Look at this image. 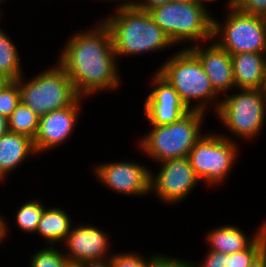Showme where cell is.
Returning <instances> with one entry per match:
<instances>
[{"label":"cell","mask_w":266,"mask_h":267,"mask_svg":"<svg viewBox=\"0 0 266 267\" xmlns=\"http://www.w3.org/2000/svg\"><path fill=\"white\" fill-rule=\"evenodd\" d=\"M237 8L245 14L266 19V0H242Z\"/></svg>","instance_id":"f1b7e54d"},{"label":"cell","mask_w":266,"mask_h":267,"mask_svg":"<svg viewBox=\"0 0 266 267\" xmlns=\"http://www.w3.org/2000/svg\"><path fill=\"white\" fill-rule=\"evenodd\" d=\"M227 2L228 3L226 5V7L228 9V8H231V7H237L242 2V0H228Z\"/></svg>","instance_id":"8d00e7d4"},{"label":"cell","mask_w":266,"mask_h":267,"mask_svg":"<svg viewBox=\"0 0 266 267\" xmlns=\"http://www.w3.org/2000/svg\"><path fill=\"white\" fill-rule=\"evenodd\" d=\"M81 267H112L110 264V258L101 261H91L81 263Z\"/></svg>","instance_id":"1f68e13d"},{"label":"cell","mask_w":266,"mask_h":267,"mask_svg":"<svg viewBox=\"0 0 266 267\" xmlns=\"http://www.w3.org/2000/svg\"><path fill=\"white\" fill-rule=\"evenodd\" d=\"M20 100L39 117L72 105L80 96L66 71L57 63L30 80L17 79Z\"/></svg>","instance_id":"8992f818"},{"label":"cell","mask_w":266,"mask_h":267,"mask_svg":"<svg viewBox=\"0 0 266 267\" xmlns=\"http://www.w3.org/2000/svg\"><path fill=\"white\" fill-rule=\"evenodd\" d=\"M84 97L72 105L45 114L39 118V127L33 140L38 154L57 148L67 141L74 131Z\"/></svg>","instance_id":"7c38bea8"},{"label":"cell","mask_w":266,"mask_h":267,"mask_svg":"<svg viewBox=\"0 0 266 267\" xmlns=\"http://www.w3.org/2000/svg\"><path fill=\"white\" fill-rule=\"evenodd\" d=\"M220 22L213 18V39L230 55L250 52L266 53V19L228 8Z\"/></svg>","instance_id":"ba28073f"},{"label":"cell","mask_w":266,"mask_h":267,"mask_svg":"<svg viewBox=\"0 0 266 267\" xmlns=\"http://www.w3.org/2000/svg\"><path fill=\"white\" fill-rule=\"evenodd\" d=\"M195 0H173V2H194Z\"/></svg>","instance_id":"60d3db41"},{"label":"cell","mask_w":266,"mask_h":267,"mask_svg":"<svg viewBox=\"0 0 266 267\" xmlns=\"http://www.w3.org/2000/svg\"><path fill=\"white\" fill-rule=\"evenodd\" d=\"M72 228V219L67 211L58 208H45L38 223L35 234L47 242L49 246L61 244Z\"/></svg>","instance_id":"d6986e66"},{"label":"cell","mask_w":266,"mask_h":267,"mask_svg":"<svg viewBox=\"0 0 266 267\" xmlns=\"http://www.w3.org/2000/svg\"><path fill=\"white\" fill-rule=\"evenodd\" d=\"M195 263L190 260L191 267H229L228 254L214 250H208L203 260Z\"/></svg>","instance_id":"4316f807"},{"label":"cell","mask_w":266,"mask_h":267,"mask_svg":"<svg viewBox=\"0 0 266 267\" xmlns=\"http://www.w3.org/2000/svg\"><path fill=\"white\" fill-rule=\"evenodd\" d=\"M39 118L35 112L20 102L7 118L8 131L26 135L34 140L39 127Z\"/></svg>","instance_id":"44dd1931"},{"label":"cell","mask_w":266,"mask_h":267,"mask_svg":"<svg viewBox=\"0 0 266 267\" xmlns=\"http://www.w3.org/2000/svg\"><path fill=\"white\" fill-rule=\"evenodd\" d=\"M109 1H114V2H120L121 1L118 5H116L117 8L132 6V5H134V2H135V0H109Z\"/></svg>","instance_id":"e575fe53"},{"label":"cell","mask_w":266,"mask_h":267,"mask_svg":"<svg viewBox=\"0 0 266 267\" xmlns=\"http://www.w3.org/2000/svg\"><path fill=\"white\" fill-rule=\"evenodd\" d=\"M64 267H81L80 263H76V262H67Z\"/></svg>","instance_id":"f35d334b"},{"label":"cell","mask_w":266,"mask_h":267,"mask_svg":"<svg viewBox=\"0 0 266 267\" xmlns=\"http://www.w3.org/2000/svg\"><path fill=\"white\" fill-rule=\"evenodd\" d=\"M112 267H150V256L143 257L138 252H116L110 257Z\"/></svg>","instance_id":"484cf974"},{"label":"cell","mask_w":266,"mask_h":267,"mask_svg":"<svg viewBox=\"0 0 266 267\" xmlns=\"http://www.w3.org/2000/svg\"><path fill=\"white\" fill-rule=\"evenodd\" d=\"M8 132L7 118L0 115V139Z\"/></svg>","instance_id":"836d02e7"},{"label":"cell","mask_w":266,"mask_h":267,"mask_svg":"<svg viewBox=\"0 0 266 267\" xmlns=\"http://www.w3.org/2000/svg\"><path fill=\"white\" fill-rule=\"evenodd\" d=\"M172 1L173 0H136L134 5L141 10L149 11L156 6L167 4Z\"/></svg>","instance_id":"f546056e"},{"label":"cell","mask_w":266,"mask_h":267,"mask_svg":"<svg viewBox=\"0 0 266 267\" xmlns=\"http://www.w3.org/2000/svg\"><path fill=\"white\" fill-rule=\"evenodd\" d=\"M156 174L151 170L150 193L166 204H177L189 196L201 183L188 157L168 159L159 162Z\"/></svg>","instance_id":"30bf717a"},{"label":"cell","mask_w":266,"mask_h":267,"mask_svg":"<svg viewBox=\"0 0 266 267\" xmlns=\"http://www.w3.org/2000/svg\"><path fill=\"white\" fill-rule=\"evenodd\" d=\"M22 67L16 44L0 28V72L11 80H17L23 75Z\"/></svg>","instance_id":"ffe728a7"},{"label":"cell","mask_w":266,"mask_h":267,"mask_svg":"<svg viewBox=\"0 0 266 267\" xmlns=\"http://www.w3.org/2000/svg\"><path fill=\"white\" fill-rule=\"evenodd\" d=\"M45 208V204L43 205L39 198L23 203L15 215L16 225L20 231L34 234Z\"/></svg>","instance_id":"7402d4cb"},{"label":"cell","mask_w":266,"mask_h":267,"mask_svg":"<svg viewBox=\"0 0 266 267\" xmlns=\"http://www.w3.org/2000/svg\"><path fill=\"white\" fill-rule=\"evenodd\" d=\"M248 267H266V248L251 262Z\"/></svg>","instance_id":"4dcf8cb0"},{"label":"cell","mask_w":266,"mask_h":267,"mask_svg":"<svg viewBox=\"0 0 266 267\" xmlns=\"http://www.w3.org/2000/svg\"><path fill=\"white\" fill-rule=\"evenodd\" d=\"M232 139V140H231ZM238 144L232 136L205 133L189 152L188 158L197 177L206 186H218L232 171L238 157Z\"/></svg>","instance_id":"9c48e42d"},{"label":"cell","mask_w":266,"mask_h":267,"mask_svg":"<svg viewBox=\"0 0 266 267\" xmlns=\"http://www.w3.org/2000/svg\"><path fill=\"white\" fill-rule=\"evenodd\" d=\"M262 90L266 94V70H265V80H264V85H263Z\"/></svg>","instance_id":"ab89813d"},{"label":"cell","mask_w":266,"mask_h":267,"mask_svg":"<svg viewBox=\"0 0 266 267\" xmlns=\"http://www.w3.org/2000/svg\"><path fill=\"white\" fill-rule=\"evenodd\" d=\"M265 230L266 221H263V224L250 237L243 230L241 231L240 227L227 224L217 226V228L207 232L204 240H206L208 250L232 254L248 248Z\"/></svg>","instance_id":"e0dca14e"},{"label":"cell","mask_w":266,"mask_h":267,"mask_svg":"<svg viewBox=\"0 0 266 267\" xmlns=\"http://www.w3.org/2000/svg\"><path fill=\"white\" fill-rule=\"evenodd\" d=\"M3 1H4V0H0V3H3ZM1 17H2V16H1V12H0V18H1Z\"/></svg>","instance_id":"b9f144b4"},{"label":"cell","mask_w":266,"mask_h":267,"mask_svg":"<svg viewBox=\"0 0 266 267\" xmlns=\"http://www.w3.org/2000/svg\"><path fill=\"white\" fill-rule=\"evenodd\" d=\"M216 0H195V2L198 4V5H201L203 6L204 8L207 9V3L208 2H214ZM207 2V3H206Z\"/></svg>","instance_id":"74e56055"},{"label":"cell","mask_w":266,"mask_h":267,"mask_svg":"<svg viewBox=\"0 0 266 267\" xmlns=\"http://www.w3.org/2000/svg\"><path fill=\"white\" fill-rule=\"evenodd\" d=\"M205 115L204 112L191 110L171 124L151 125V130L139 140L140 151L158 163L188 157L196 142L205 134L201 130Z\"/></svg>","instance_id":"277c9868"},{"label":"cell","mask_w":266,"mask_h":267,"mask_svg":"<svg viewBox=\"0 0 266 267\" xmlns=\"http://www.w3.org/2000/svg\"><path fill=\"white\" fill-rule=\"evenodd\" d=\"M109 236L105 231L93 225L72 226L64 240L65 253L69 262L83 263L109 259Z\"/></svg>","instance_id":"5bb4252c"},{"label":"cell","mask_w":266,"mask_h":267,"mask_svg":"<svg viewBox=\"0 0 266 267\" xmlns=\"http://www.w3.org/2000/svg\"><path fill=\"white\" fill-rule=\"evenodd\" d=\"M10 81L11 79L8 76H6L3 72H0V89H2Z\"/></svg>","instance_id":"d590c367"},{"label":"cell","mask_w":266,"mask_h":267,"mask_svg":"<svg viewBox=\"0 0 266 267\" xmlns=\"http://www.w3.org/2000/svg\"><path fill=\"white\" fill-rule=\"evenodd\" d=\"M114 12L101 20L110 30L117 60L175 46L148 11L132 5Z\"/></svg>","instance_id":"7a4b0ae2"},{"label":"cell","mask_w":266,"mask_h":267,"mask_svg":"<svg viewBox=\"0 0 266 267\" xmlns=\"http://www.w3.org/2000/svg\"><path fill=\"white\" fill-rule=\"evenodd\" d=\"M235 89H262L266 53L244 52L231 55Z\"/></svg>","instance_id":"2e32d148"},{"label":"cell","mask_w":266,"mask_h":267,"mask_svg":"<svg viewBox=\"0 0 266 267\" xmlns=\"http://www.w3.org/2000/svg\"><path fill=\"white\" fill-rule=\"evenodd\" d=\"M207 48L202 44L187 46L201 61L214 90L229 95L228 91L235 88L231 55L221 48L214 40Z\"/></svg>","instance_id":"9a60e30c"},{"label":"cell","mask_w":266,"mask_h":267,"mask_svg":"<svg viewBox=\"0 0 266 267\" xmlns=\"http://www.w3.org/2000/svg\"><path fill=\"white\" fill-rule=\"evenodd\" d=\"M68 262L62 250L56 246L46 245L45 248L35 251L30 258V267H64Z\"/></svg>","instance_id":"cb8c5ba5"},{"label":"cell","mask_w":266,"mask_h":267,"mask_svg":"<svg viewBox=\"0 0 266 267\" xmlns=\"http://www.w3.org/2000/svg\"><path fill=\"white\" fill-rule=\"evenodd\" d=\"M20 102V91L17 80H11L0 89V115L8 118Z\"/></svg>","instance_id":"d4e9b609"},{"label":"cell","mask_w":266,"mask_h":267,"mask_svg":"<svg viewBox=\"0 0 266 267\" xmlns=\"http://www.w3.org/2000/svg\"><path fill=\"white\" fill-rule=\"evenodd\" d=\"M150 267H191V265L190 260L155 253L150 257Z\"/></svg>","instance_id":"83f0119b"},{"label":"cell","mask_w":266,"mask_h":267,"mask_svg":"<svg viewBox=\"0 0 266 267\" xmlns=\"http://www.w3.org/2000/svg\"><path fill=\"white\" fill-rule=\"evenodd\" d=\"M235 90L238 92L221 98L215 115L237 138L254 140L265 125L266 94L262 89Z\"/></svg>","instance_id":"52a82bcc"},{"label":"cell","mask_w":266,"mask_h":267,"mask_svg":"<svg viewBox=\"0 0 266 267\" xmlns=\"http://www.w3.org/2000/svg\"><path fill=\"white\" fill-rule=\"evenodd\" d=\"M154 89L144 102V113L150 125L162 126L178 121L189 110L173 86L157 71L152 76Z\"/></svg>","instance_id":"4fadbf2b"},{"label":"cell","mask_w":266,"mask_h":267,"mask_svg":"<svg viewBox=\"0 0 266 267\" xmlns=\"http://www.w3.org/2000/svg\"><path fill=\"white\" fill-rule=\"evenodd\" d=\"M96 179L103 186L126 195L144 197L150 195L151 168L132 161L98 163L94 165Z\"/></svg>","instance_id":"8fae6325"},{"label":"cell","mask_w":266,"mask_h":267,"mask_svg":"<svg viewBox=\"0 0 266 267\" xmlns=\"http://www.w3.org/2000/svg\"><path fill=\"white\" fill-rule=\"evenodd\" d=\"M92 27L71 35L57 62L84 99L117 90L122 82L109 28L102 20Z\"/></svg>","instance_id":"6da1fadb"},{"label":"cell","mask_w":266,"mask_h":267,"mask_svg":"<svg viewBox=\"0 0 266 267\" xmlns=\"http://www.w3.org/2000/svg\"><path fill=\"white\" fill-rule=\"evenodd\" d=\"M266 248V230L246 249L228 254L229 267H248Z\"/></svg>","instance_id":"603a6c76"},{"label":"cell","mask_w":266,"mask_h":267,"mask_svg":"<svg viewBox=\"0 0 266 267\" xmlns=\"http://www.w3.org/2000/svg\"><path fill=\"white\" fill-rule=\"evenodd\" d=\"M171 42L196 45L213 39V15L194 2H169L148 11ZM202 41V42H201Z\"/></svg>","instance_id":"5b68a950"},{"label":"cell","mask_w":266,"mask_h":267,"mask_svg":"<svg viewBox=\"0 0 266 267\" xmlns=\"http://www.w3.org/2000/svg\"><path fill=\"white\" fill-rule=\"evenodd\" d=\"M156 71L173 86L189 111L206 114L212 105L213 113L217 112L220 95L214 90L201 61L189 48L176 51Z\"/></svg>","instance_id":"3957f363"},{"label":"cell","mask_w":266,"mask_h":267,"mask_svg":"<svg viewBox=\"0 0 266 267\" xmlns=\"http://www.w3.org/2000/svg\"><path fill=\"white\" fill-rule=\"evenodd\" d=\"M30 155H37L33 139L9 131L4 134L0 139V181H5Z\"/></svg>","instance_id":"ac0fdd59"},{"label":"cell","mask_w":266,"mask_h":267,"mask_svg":"<svg viewBox=\"0 0 266 267\" xmlns=\"http://www.w3.org/2000/svg\"><path fill=\"white\" fill-rule=\"evenodd\" d=\"M8 222H6L5 218L0 215V244L4 242V239H6V236L9 234L8 231Z\"/></svg>","instance_id":"d6a6232c"}]
</instances>
